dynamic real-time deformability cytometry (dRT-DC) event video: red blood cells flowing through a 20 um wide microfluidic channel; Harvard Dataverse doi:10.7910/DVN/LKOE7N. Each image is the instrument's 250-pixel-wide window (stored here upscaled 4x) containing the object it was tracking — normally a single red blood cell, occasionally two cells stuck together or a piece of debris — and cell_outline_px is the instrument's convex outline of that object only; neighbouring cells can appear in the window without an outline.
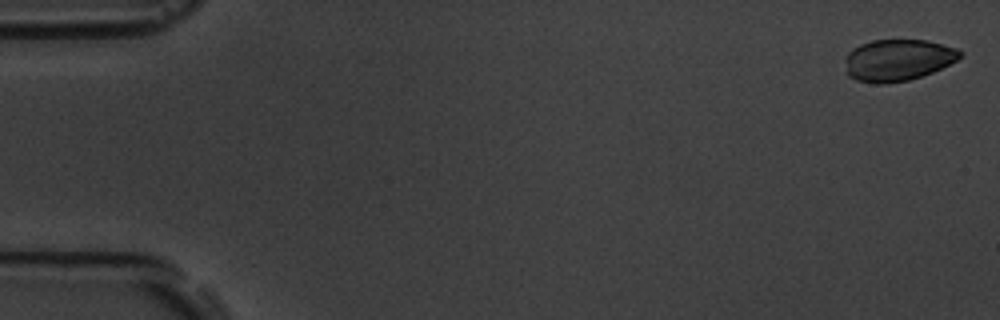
{"species": "common noctule bat (a hibernating species)", "species_latin": "Nyctalus noctula", "temperature_condition": "room temperature", "stored_images_in_passage": 5, "camera_frame_rate_fps": 3000, "um_per_image_px": 0.085, "animal": {"sex": "male", "body_mass_g": 19.5, "forearm_length_mm": 54.6}, "frame": {"image": 1, "passage_image": 1, "time_ms": 0.0, "image_size_px": [1000, 320], "cell_outline_px": [[964, 56], [932, 72], [908, 80], [884, 84], [876, 84], [856, 80], [848, 76], [848, 52], [852, 48], [860, 44], [872, 40], [928, 40], [956, 48], [964, 52]], "centroid_in_image_um": [76.35, 5.1], "position_along_channel_um": 8.7, "area_um2": 27.69}}
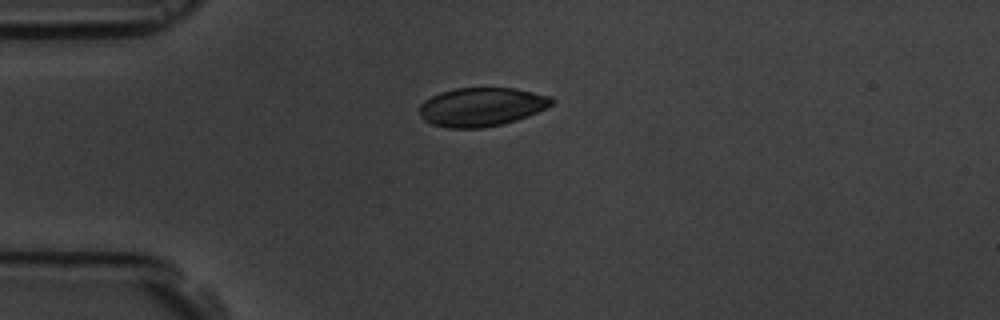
{"frame": {"image": 2, "passage_image": 4, "time_ms": 4.333, "image_size_px": [1000, 320], "cell_outline_px": [[556, 100], [552, 104], [528, 116], [504, 124], [484, 128], [448, 128], [432, 124], [424, 120], [420, 116], [420, 104], [424, 100], [440, 92], [452, 88], [516, 88], [552, 96]], "centroid_in_image_um": [40.93, 9.08], "position_along_channel_um": 44.1, "area_um2": 30.06}}